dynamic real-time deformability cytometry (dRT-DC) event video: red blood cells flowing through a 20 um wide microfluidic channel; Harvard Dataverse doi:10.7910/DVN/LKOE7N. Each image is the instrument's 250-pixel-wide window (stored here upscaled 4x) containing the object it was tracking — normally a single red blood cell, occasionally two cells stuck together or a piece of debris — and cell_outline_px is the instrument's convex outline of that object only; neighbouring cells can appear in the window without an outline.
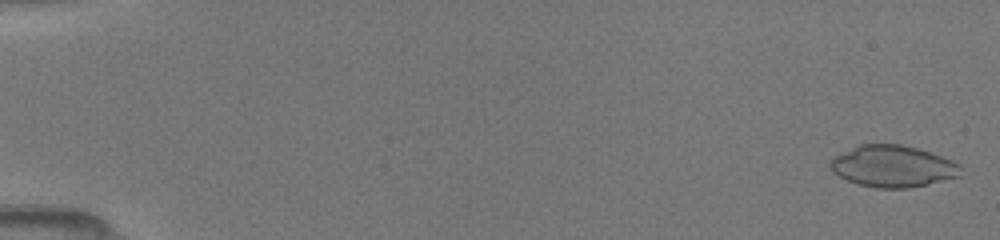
{"species": "common noctule bat (a hibernating species)", "species_latin": "Nyctalus noctula", "temperature_condition": "room temperature", "stored_images_in_passage": 63, "camera_frame_rate_fps": 3000, "um_per_image_px": 0.085, "animal": {"sex": "female", "body_mass_g": 19.5, "forearm_length_mm": 54.1}, "frame": {"image": 1, "passage_image": 1, "time_ms": 0.0, "image_size_px": [1000, 240], "cell_outline_px": [[964, 168], [960, 176], [928, 184], [908, 188], [876, 188], [860, 184], [848, 180], [832, 172], [828, 164], [828, 160], [832, 156], [860, 144], [900, 144], [916, 148], [952, 160], [960, 164]], "centroid_in_image_um": [75.87, 14.13], "position_along_channel_um": 9.1, "area_um2": 31.79}}